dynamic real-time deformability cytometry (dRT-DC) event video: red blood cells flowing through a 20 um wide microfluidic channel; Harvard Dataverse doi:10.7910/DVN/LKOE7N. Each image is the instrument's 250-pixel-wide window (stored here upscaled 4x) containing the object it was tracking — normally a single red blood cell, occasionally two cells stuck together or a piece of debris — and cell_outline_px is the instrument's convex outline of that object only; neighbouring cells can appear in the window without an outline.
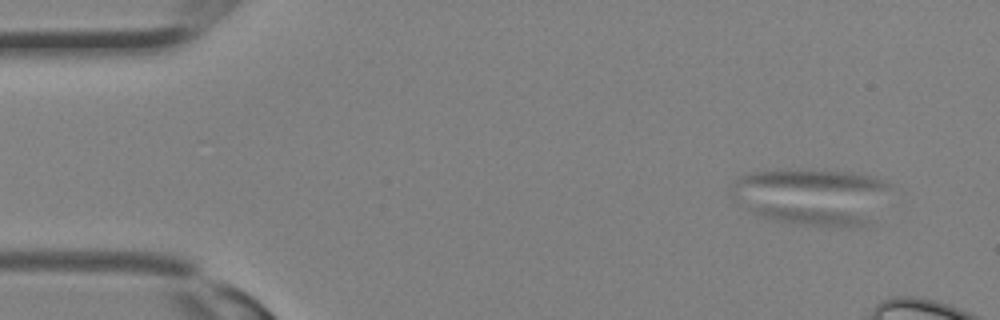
{"species": "Egyptian fruit bat (a non-hibernating species)", "species_latin": "Rousettus aegyptiacus", "temperature_condition": "room temperature", "stored_images_in_passage": 9, "camera_frame_rate_fps": 3000, "um_per_image_px": 0.085, "animal": {"sex": "female"}, "frame": {"image": 1, "passage_image": 3, "time_ms": 0.667, "image_size_px": [1000, 320], "cell_outline_px": [[868, 228], [848, 228], [800, 224], [772, 220], [756, 216], [752, 212], [752, 208], [804, 208], [840, 212], [868, 220]], "centroid_in_image_um": [68.99, 18.47], "position_along_channel_um": 16.0, "area_um2": 11.16}}